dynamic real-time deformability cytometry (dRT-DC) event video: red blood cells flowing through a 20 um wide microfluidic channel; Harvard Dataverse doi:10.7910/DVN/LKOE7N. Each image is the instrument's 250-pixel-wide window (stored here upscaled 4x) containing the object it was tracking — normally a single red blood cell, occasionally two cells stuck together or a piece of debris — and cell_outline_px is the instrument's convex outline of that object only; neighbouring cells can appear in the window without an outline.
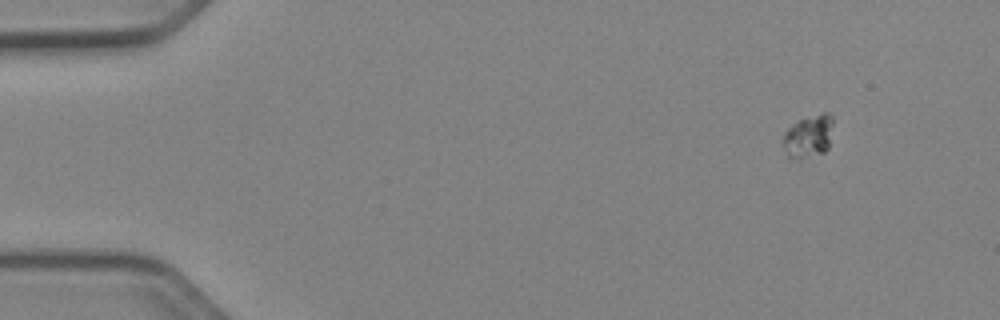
{"species": "Egyptian fruit bat (a non-hibernating species)", "species_latin": "Rousettus aegyptiacus", "temperature_condition": "cold", "stored_images_in_passage": 12, "camera_frame_rate_fps": 3000, "um_per_image_px": 0.085, "animal": {"sex": "female"}, "frame": {"image": 1, "passage_image": 1, "time_ms": 0.0, "image_size_px": [1000, 320], "cell_outline_px": [[832, 124], [828, 148], [824, 152], [800, 160], [788, 160], [784, 148], [784, 132], [788, 128], [800, 120], [824, 112], [828, 112], [832, 116]], "centroid_in_image_um": [68.7, 11.64], "position_along_channel_um": 16.3, "area_um2": 12.48}}
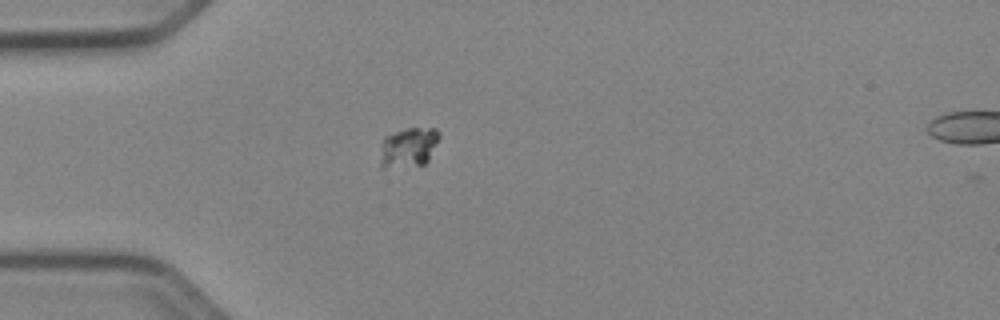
{"frame": {"image": 2, "passage_image": 11, "time_ms": 3.333, "image_size_px": [1000, 320], "cell_outline_px": [[440, 136], [428, 160], [424, 164], [384, 168], [380, 168], [380, 160], [384, 136], [408, 128], [436, 128], [440, 132]], "centroid_in_image_um": [34.73, 12.51], "position_along_channel_um": 50.3, "area_um2": 13.53}}